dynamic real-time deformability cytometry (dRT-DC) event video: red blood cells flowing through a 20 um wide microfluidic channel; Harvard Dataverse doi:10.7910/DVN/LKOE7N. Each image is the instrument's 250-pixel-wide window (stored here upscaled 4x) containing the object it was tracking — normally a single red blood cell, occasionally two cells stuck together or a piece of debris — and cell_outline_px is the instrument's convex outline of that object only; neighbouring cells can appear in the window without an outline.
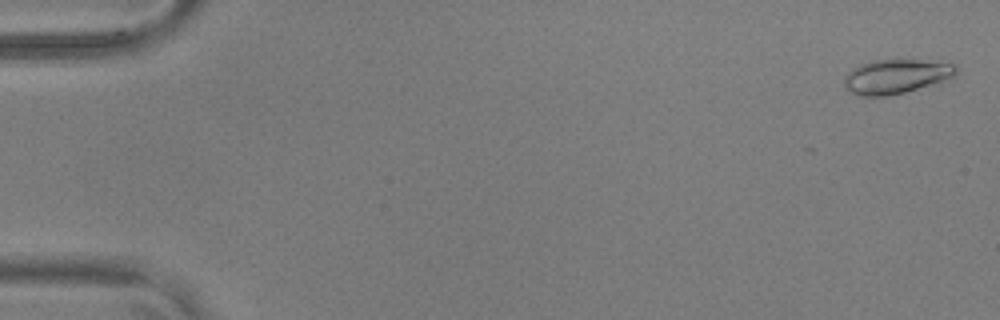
{"species": "common noctule bat (a hibernating species)", "species_latin": "Nyctalus noctula", "temperature_condition": "warm", "stored_images_in_passage": 44, "camera_frame_rate_fps": 3000, "um_per_image_px": 0.085, "animal": {"sex": "male", "body_mass_g": 17.9, "forearm_length_mm": 54.2}, "frame": {"image": 1, "passage_image": 2, "time_ms": 0.333, "image_size_px": [1000, 320], "cell_outline_px": [[956, 72], [952, 76], [904, 92], [888, 96], [856, 96], [848, 92], [844, 88], [844, 76], [852, 68], [860, 64], [872, 60], [896, 56], [900, 56], [956, 64]], "centroid_in_image_um": [76.06, 6.44], "position_along_channel_um": 8.9, "area_um2": 23.06}}
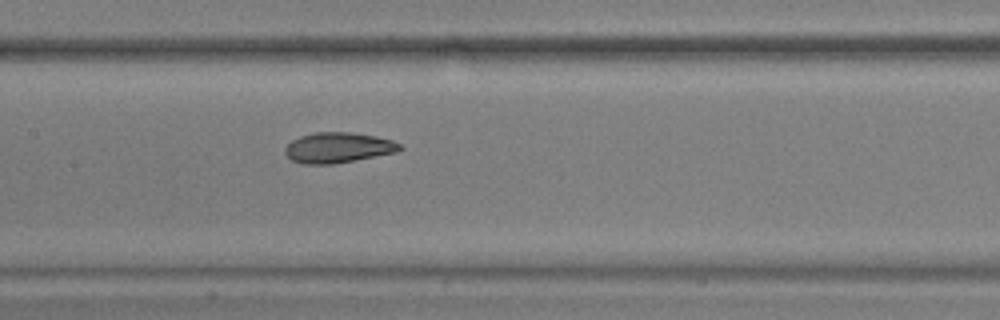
{"frame": {"image": 2, "passage_image": 28, "time_ms": 9.0, "image_size_px": [1000, 320], "cell_outline_px": [[404, 148], [396, 152], [332, 164], [300, 164], [292, 160], [284, 152], [284, 148], [292, 140], [300, 136], [316, 132], [352, 132], [376, 136], [392, 140], [400, 144]], "centroid_in_image_um": [28.72, 12.54], "position_along_channel_um": 178.7, "area_um2": 20.29}}
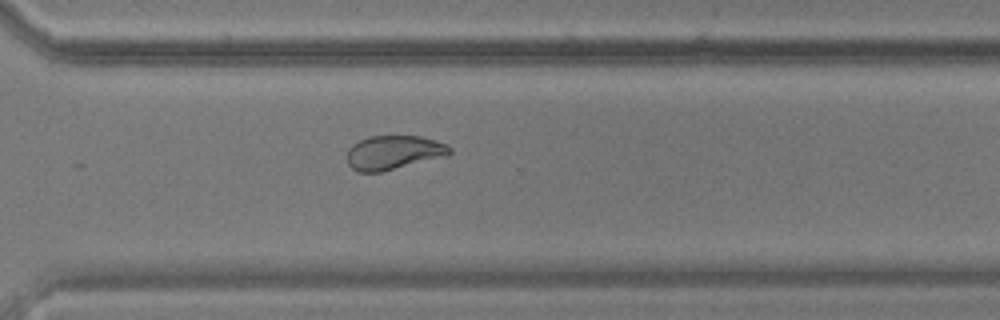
{"frame": {"image": 3, "passage_image": 41, "time_ms": 13.333, "image_size_px": [1000, 320], "cell_outline_px": [[452, 152], [448, 156], [380, 172], [356, 172], [348, 164], [348, 148], [352, 144], [368, 136], [420, 136], [436, 140], [448, 144], [452, 148]], "centroid_in_image_um": [33.49, 12.96], "position_along_channel_um": 337.1, "area_um2": 20.58}, "authors_computed_cell_mechanics": {"area_um2": 20.7213, "velocity_mm_per_s": 3.6642, "shape_relaxation_time_tau1_ms": 6.9918, "shape_relaxation_time_tau2_ms": 1.9686, "deformation_change_tau1": 0.1896, "deformation_change_tau2": 0.0714}}